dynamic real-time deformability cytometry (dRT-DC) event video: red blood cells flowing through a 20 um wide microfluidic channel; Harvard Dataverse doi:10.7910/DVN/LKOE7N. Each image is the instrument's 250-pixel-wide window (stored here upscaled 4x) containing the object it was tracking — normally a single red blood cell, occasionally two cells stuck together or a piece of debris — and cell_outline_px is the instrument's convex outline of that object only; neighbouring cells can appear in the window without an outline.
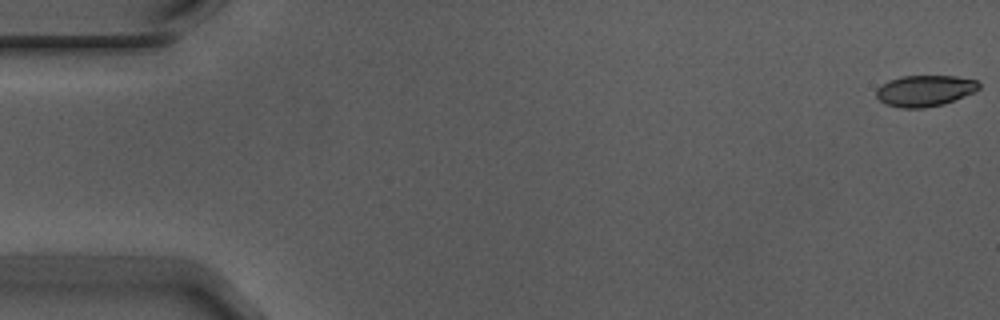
{"species": "Egyptian fruit bat (a non-hibernating species)", "species_latin": "Rousettus aegyptiacus", "temperature_condition": "warm", "stored_images_in_passage": 20, "camera_frame_rate_fps": 3000, "um_per_image_px": 0.085, "animal": {"sex": "male"}, "frame": {"image": 1, "passage_image": 1, "time_ms": 0.0, "image_size_px": [1000, 320], "cell_outline_px": [[980, 88], [976, 92], [944, 104], [924, 108], [900, 108], [884, 104], [876, 96], [876, 88], [888, 80], [904, 76], [956, 76], [976, 80], [980, 84]], "centroid_in_image_um": [78.62, 7.72], "position_along_channel_um": 6.4, "area_um2": 18.84}}
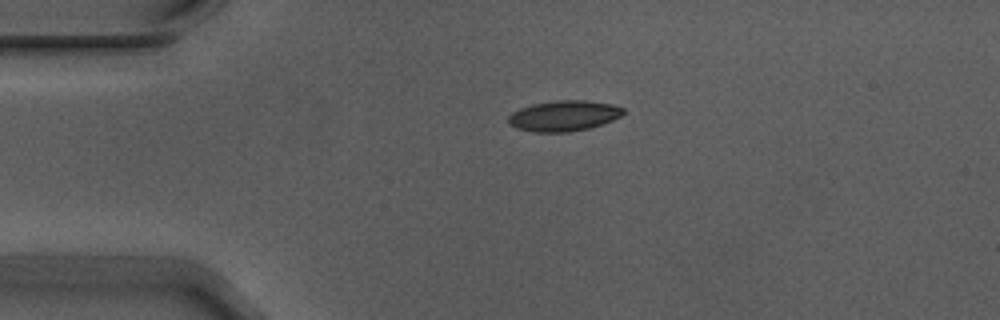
{"frame": {"image": 2, "passage_image": 13, "time_ms": 4.0, "image_size_px": [1000, 320], "cell_outline_px": [[624, 112], [620, 116], [612, 120], [588, 128], [568, 132], [532, 132], [516, 128], [508, 124], [508, 116], [512, 112], [520, 108], [532, 104], [556, 100], [584, 100], [612, 104], [624, 108]], "centroid_in_image_um": [47.88, 9.84], "position_along_channel_um": 37.1, "area_um2": 20.46}}